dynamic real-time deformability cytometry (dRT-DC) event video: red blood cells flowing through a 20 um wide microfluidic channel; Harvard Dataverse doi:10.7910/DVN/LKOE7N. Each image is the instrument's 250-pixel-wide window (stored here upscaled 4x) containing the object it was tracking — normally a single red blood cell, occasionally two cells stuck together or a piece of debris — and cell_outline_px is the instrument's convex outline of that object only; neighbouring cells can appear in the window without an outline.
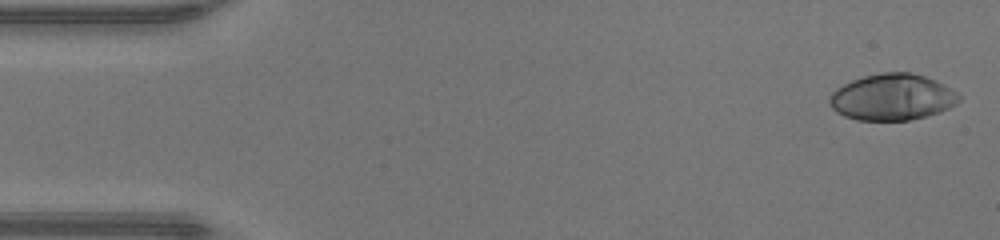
{"species": "human", "species_latin": "Homo sapiens", "temperature_condition": "warm", "stored_images_in_passage": 47, "camera_frame_rate_fps": 3000, "um_per_image_px": 0.085, "donor": {"sex": "male"}, "frame": {"image": 1, "passage_image": 1, "time_ms": 0.0, "image_size_px": [1000, 240], "cell_outline_px": [[960, 100], [956, 104], [940, 112], [908, 120], [856, 120], [844, 116], [836, 112], [832, 108], [828, 100], [832, 92], [836, 88], [852, 80], [864, 76], [880, 72], [908, 72], [924, 76], [936, 80], [944, 84], [956, 92], [960, 96]], "centroid_in_image_um": [75.83, 8.25], "position_along_channel_um": 9.2, "area_um2": 34.97}}
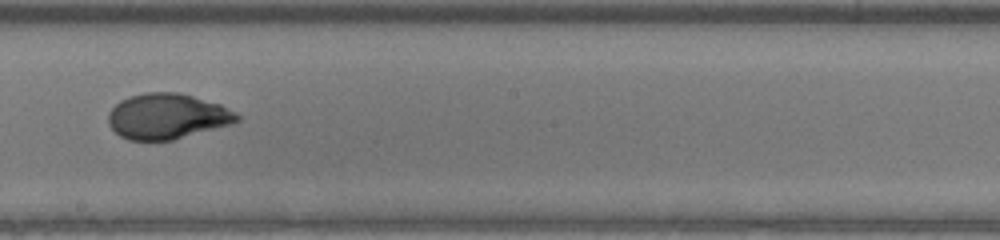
{"frame": {"image": 2, "passage_image": 26, "time_ms": 8.333, "image_size_px": [1000, 240], "cell_outline_px": [[240, 120], [232, 124], [172, 140], [128, 140], [120, 136], [108, 124], [108, 112], [120, 100], [128, 96], [144, 92], [176, 92], [192, 96], [220, 104], [236, 112], [240, 116]], "centroid_in_image_um": [14.2, 9.88], "position_along_channel_um": 234.0, "area_um2": 34.16}}
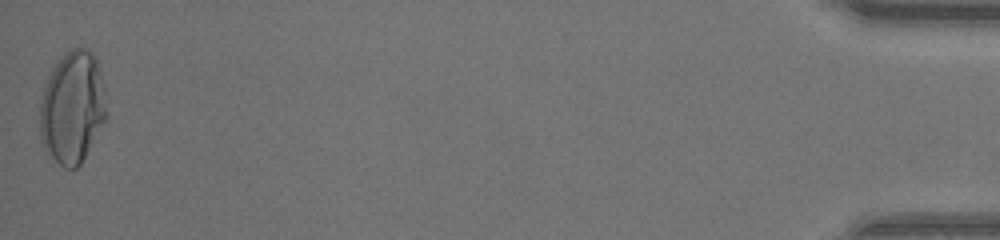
{"frame": {"image": 3, "passage_image": 47, "time_ms": 15.333, "image_size_px": [1000, 240], "cell_outline_px": [[104, 120], [80, 164], [76, 168], [64, 168], [44, 148], [40, 140], [40, 100], [52, 64], [72, 48], [88, 48], [92, 52], [96, 60], [104, 88]], "centroid_in_image_um": [6.1, 9.1], "position_along_channel_um": 429.1, "area_um2": 42.89}, "authors_computed_cell_mechanics": {"area_um2": 34.68, "velocity_mm_per_s": 4.3126, "shape_relaxation_time_tau1_ms": 5.6945, "shape_relaxation_time_tau2_ms": null, "deformation_change_tau1": 0.2832, "deformation_change_tau2": null}}